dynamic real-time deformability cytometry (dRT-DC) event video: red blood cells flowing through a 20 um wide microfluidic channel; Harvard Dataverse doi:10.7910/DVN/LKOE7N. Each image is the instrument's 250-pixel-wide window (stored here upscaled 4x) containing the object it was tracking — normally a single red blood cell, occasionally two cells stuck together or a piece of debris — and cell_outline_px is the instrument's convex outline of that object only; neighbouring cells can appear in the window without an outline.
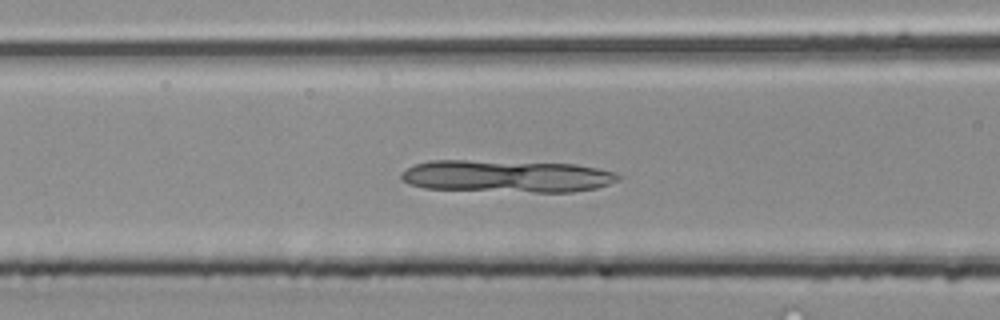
{"species": "common noctule bat (a hibernating species)", "species_latin": "Nyctalus noctula", "temperature_condition": "room temperature", "stored_images_in_passage": 46, "camera_frame_rate_fps": 3000, "um_per_image_px": 0.085, "animal": {"sex": "male", "body_mass_g": 20.4}, "frame": {"image": 1, "passage_image": 18, "time_ms": 5.667, "image_size_px": [1000, 320], "cell_outline_px": [[620, 180], [596, 188], [572, 192], [536, 192], [424, 188], [408, 184], [400, 176], [400, 172], [412, 164], [432, 160], [468, 160], [576, 164], [616, 172], [620, 176]], "centroid_in_image_um": [43.05, 14.97], "position_along_channel_um": 123.6, "area_um2": 40.86}}
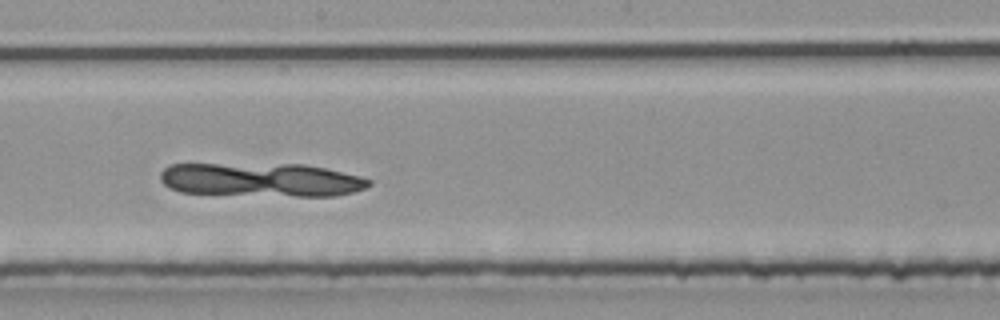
{"frame": {"image": 2, "passage_image": 25, "time_ms": 8.0, "image_size_px": [1000, 320], "cell_outline_px": [[372, 184], [364, 188], [352, 192], [336, 196], [296, 196], [180, 192], [164, 184], [160, 180], [160, 172], [168, 164], [304, 164], [324, 168], [360, 176], [372, 180]], "centroid_in_image_um": [22.21, 15.27], "position_along_channel_um": 226.0, "area_um2": 40.86}}
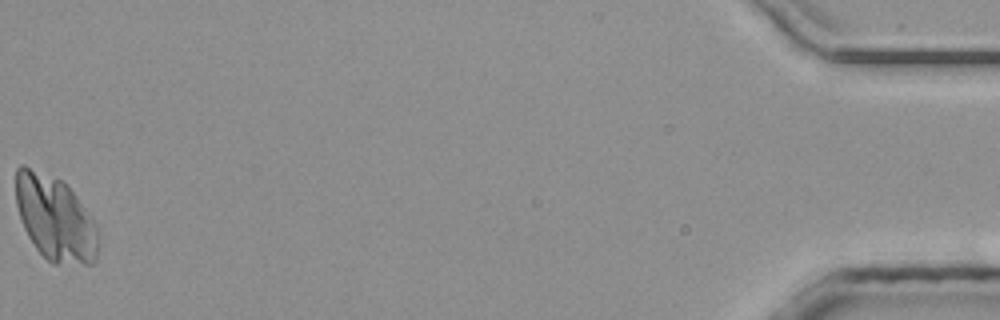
{"frame": {"image": 3, "passage_image": 46, "time_ms": 15.0, "image_size_px": [1000, 320], "cell_outline_px": [[100, 236], [96, 260], [92, 264], [52, 264], [36, 248], [28, 236], [24, 228], [16, 204], [16, 168], [20, 164], [24, 164], [64, 180], [76, 196], [96, 224]], "centroid_in_image_um": [4.7, 18.55], "position_along_channel_um": 430.5, "area_um2": 41.27}}